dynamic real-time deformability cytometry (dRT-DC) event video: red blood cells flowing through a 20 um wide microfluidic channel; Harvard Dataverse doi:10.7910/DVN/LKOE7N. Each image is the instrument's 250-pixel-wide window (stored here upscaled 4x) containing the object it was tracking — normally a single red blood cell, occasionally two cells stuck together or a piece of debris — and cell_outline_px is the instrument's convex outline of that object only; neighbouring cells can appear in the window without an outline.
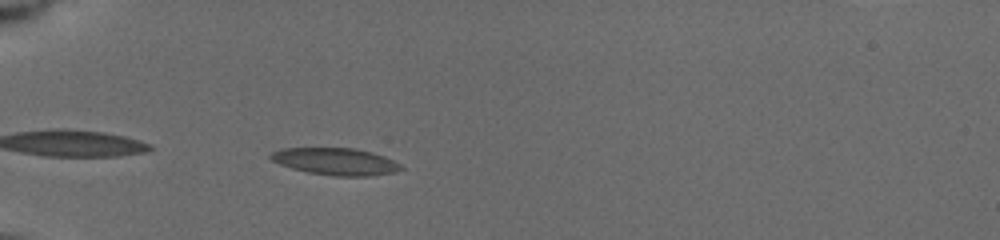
{"species": "common noctule bat (a hibernating species)", "species_latin": "Nyctalus noctula", "temperature_condition": "cold", "stored_images_in_passage": 10, "camera_frame_rate_fps": 3000, "um_per_image_px": 0.085, "animal": {"sex": "female", "body_mass_g": 19.5, "forearm_length_mm": 54.1}, "frame": {"image": 1, "passage_image": 2, "time_ms": 0.333, "image_size_px": [1000, 240], "cell_outline_px": [[404, 168], [392, 172], [368, 176], [336, 176], [308, 172], [292, 168], [280, 164], [272, 160], [268, 156], [272, 152], [284, 148], [352, 148], [368, 152], [392, 160], [400, 164]], "centroid_in_image_um": [28.47, 13.73], "position_along_channel_um": 56.5, "area_um2": 20.06}}
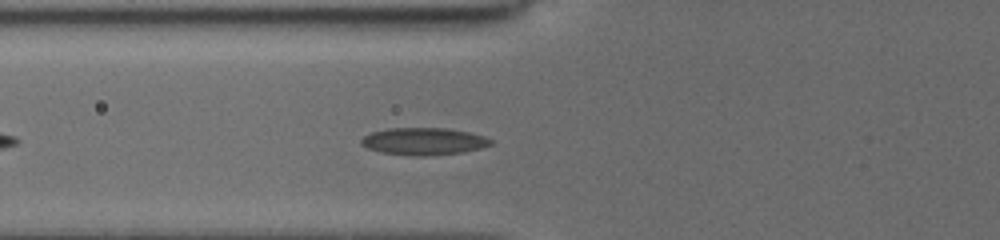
{"frame": {"image": 2, "passage_image": 7, "time_ms": 1.667, "image_size_px": [1000, 240], "cell_outline_px": [[492, 144], [480, 148], [464, 152], [424, 156], [412, 156], [384, 152], [368, 148], [360, 144], [360, 140], [364, 136], [372, 132], [388, 128], [448, 128], [468, 132], [484, 136], [492, 140]], "centroid_in_image_um": [36.02, 12.01], "position_along_channel_um": 89.8, "area_um2": 20.46}}
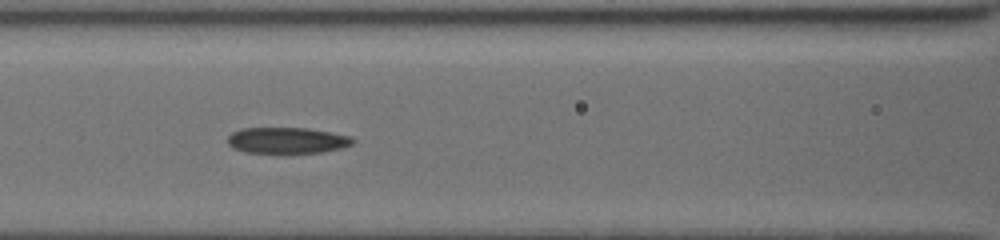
{"frame": {"image": 3, "passage_image": 9, "time_ms": 3.0, "image_size_px": [1000, 240], "cell_outline_px": [[356, 140], [352, 144], [340, 148], [320, 152], [280, 156], [244, 152], [228, 144], [228, 136], [232, 132], [244, 128], [304, 128], [352, 136]], "centroid_in_image_um": [24.38, 11.98], "position_along_channel_um": 142.2, "area_um2": 19.71}}